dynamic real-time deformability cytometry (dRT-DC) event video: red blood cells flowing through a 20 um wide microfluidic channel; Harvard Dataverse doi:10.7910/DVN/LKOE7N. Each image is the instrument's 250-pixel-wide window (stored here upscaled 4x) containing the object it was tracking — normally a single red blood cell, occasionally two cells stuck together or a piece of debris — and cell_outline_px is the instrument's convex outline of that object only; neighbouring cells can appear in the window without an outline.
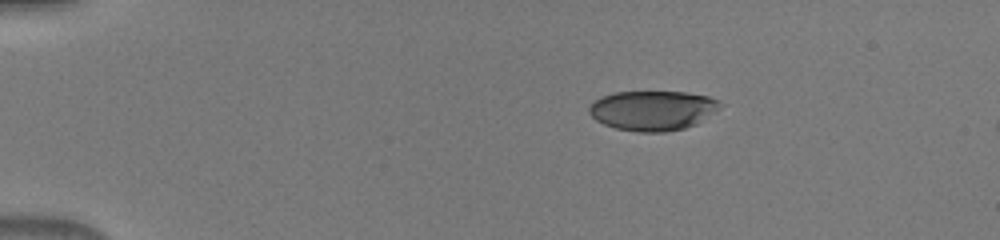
{"species": "human", "species_latin": "Homo sapiens", "temperature_condition": "warm", "stored_images_in_passage": 7, "camera_frame_rate_fps": 3000, "um_per_image_px": 0.085, "donor": {"sex": "male"}, "frame": {"image": 1, "passage_image": 1, "time_ms": 0.0, "image_size_px": [1000, 240], "cell_outline_px": [[724, 104], [720, 108], [696, 124], [684, 128], [664, 132], [640, 132], [616, 128], [604, 124], [596, 120], [588, 112], [588, 108], [596, 100], [612, 92], [688, 92], [708, 96], [720, 100]], "centroid_in_image_um": [55.51, 9.38], "position_along_channel_um": 29.5, "area_um2": 30.35}}